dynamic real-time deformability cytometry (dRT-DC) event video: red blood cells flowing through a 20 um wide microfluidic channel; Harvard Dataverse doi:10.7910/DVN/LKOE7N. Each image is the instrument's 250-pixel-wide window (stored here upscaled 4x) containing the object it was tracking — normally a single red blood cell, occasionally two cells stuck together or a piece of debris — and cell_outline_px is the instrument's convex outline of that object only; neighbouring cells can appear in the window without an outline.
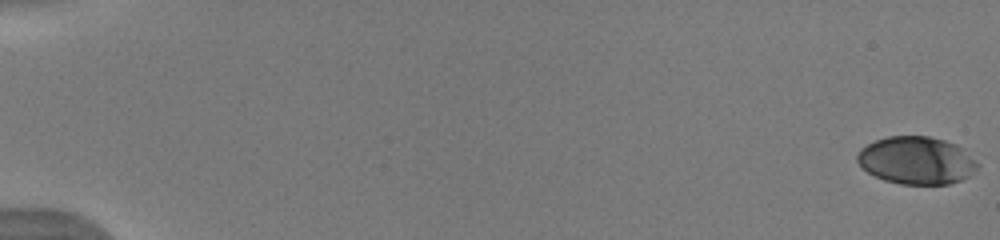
{"species": "human", "species_latin": "Homo sapiens", "temperature_condition": "warm", "stored_images_in_passage": 44, "camera_frame_rate_fps": 3000, "um_per_image_px": 0.085, "donor": {"sex": "male"}, "frame": {"image": 1, "passage_image": 1, "time_ms": 0.0, "image_size_px": [1000, 240], "cell_outline_px": [[980, 164], [968, 176], [960, 180], [948, 184], [900, 184], [884, 180], [868, 172], [856, 160], [856, 156], [860, 148], [876, 140], [888, 136], [928, 136], [944, 140], [956, 144], [976, 160]], "centroid_in_image_um": [77.89, 13.63], "position_along_channel_um": 7.1, "area_um2": 33.18}}
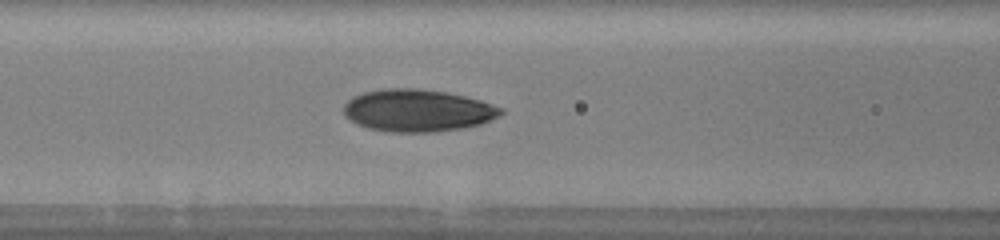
{"frame": {"image": 2, "passage_image": 16, "time_ms": 5.0, "image_size_px": [1000, 240], "cell_outline_px": [[504, 112], [500, 116], [480, 124], [464, 128], [436, 132], [388, 132], [368, 128], [356, 124], [344, 116], [344, 104], [352, 96], [364, 92], [384, 88], [420, 88], [448, 92], [480, 100], [504, 108]], "centroid_in_image_um": [35.49, 9.39], "position_along_channel_um": 131.1, "area_um2": 39.13}}
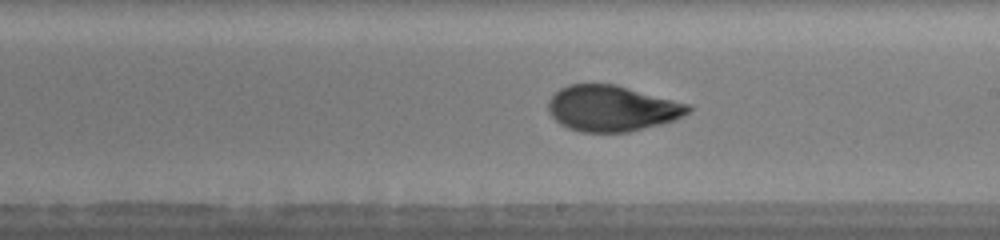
{"frame": {"image": 3, "passage_image": 24, "time_ms": 7.667, "image_size_px": [1000, 240], "cell_outline_px": [[692, 108], [684, 116], [660, 124], [628, 132], [580, 132], [568, 128], [560, 124], [552, 116], [548, 108], [548, 100], [560, 88], [568, 84], [616, 84], [692, 104]], "centroid_in_image_um": [52.03, 9.2], "position_along_channel_um": 237.0, "area_um2": 37.51}, "authors_computed_cell_mechanics": {"area_um2": 36.8764, "velocity_mm_per_s": 3.9691, "shape_relaxation_time_tau1_ms": 6.1071, "shape_relaxation_time_tau2_ms": 1.0917, "deformation_change_tau1": 0.2031, "deformation_change_tau2": 0.0613}}